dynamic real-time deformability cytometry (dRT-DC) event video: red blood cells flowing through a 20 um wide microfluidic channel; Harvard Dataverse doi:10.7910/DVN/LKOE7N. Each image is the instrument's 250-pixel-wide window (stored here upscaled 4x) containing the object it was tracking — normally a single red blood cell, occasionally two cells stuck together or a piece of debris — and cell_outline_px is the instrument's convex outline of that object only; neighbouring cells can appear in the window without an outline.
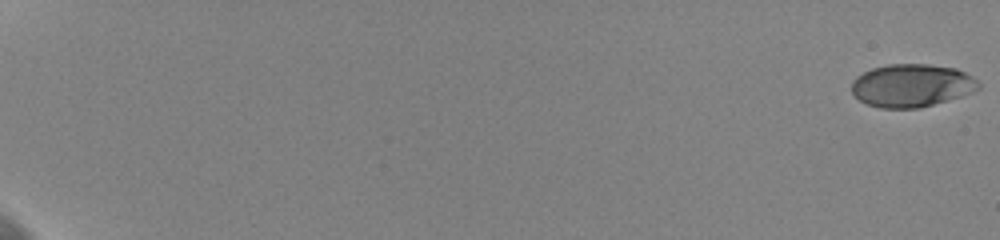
{"species": "human", "species_latin": "Homo sapiens", "temperature_condition": "cold", "stored_images_in_passage": 60, "camera_frame_rate_fps": 3000, "um_per_image_px": 0.085, "donor": {"sex": "female"}, "frame": {"image": 1, "passage_image": 1, "time_ms": 0.0, "image_size_px": [1000, 240], "cell_outline_px": [[980, 88], [960, 96], [920, 108], [880, 108], [868, 104], [860, 100], [852, 92], [852, 80], [856, 76], [872, 68], [888, 64], [928, 64], [956, 68], [972, 76], [980, 84]], "centroid_in_image_um": [77.48, 7.26], "position_along_channel_um": 7.5, "area_um2": 31.62}}
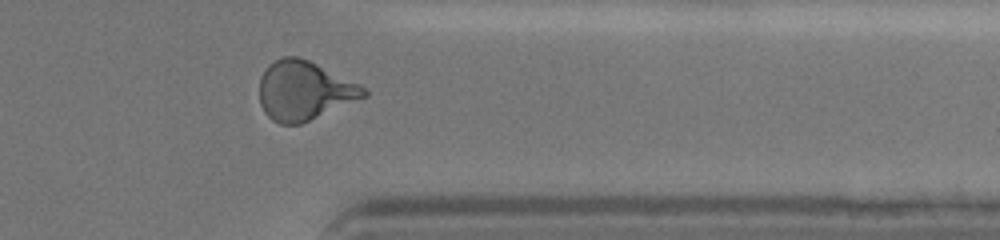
{"frame": {"image": 2, "passage_image": 51, "time_ms": 16.667, "image_size_px": [1000, 240], "cell_outline_px": [[368, 96], [300, 124], [280, 124], [272, 120], [264, 112], [260, 104], [260, 76], [268, 64], [280, 56], [296, 56], [308, 60], [368, 88]], "centroid_in_image_um": [25.85, 7.7], "position_along_channel_um": 385.6, "area_um2": 36.01}}
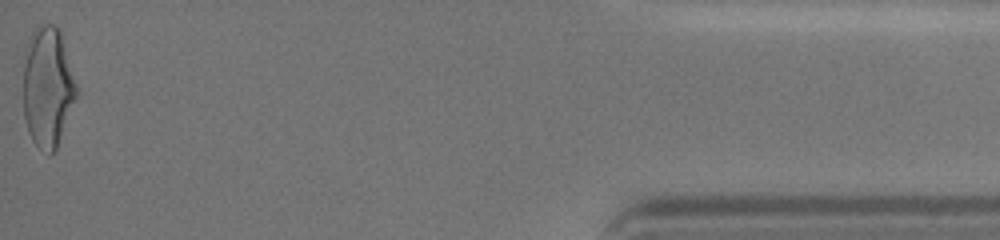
{"frame": {"image": 3, "passage_image": 60, "time_ms": 19.667, "image_size_px": [1000, 240], "cell_outline_px": [[80, 92], [56, 148], [48, 156], [32, 140], [28, 132], [24, 120], [24, 64], [32, 32], [40, 24], [56, 24], [60, 28]], "centroid_in_image_um": [4.1, 7.41], "position_along_channel_um": 431.1, "area_um2": 37.69}, "authors_computed_cell_mechanics": {"area_um2": 33.7841, "velocity_mm_per_s": 3.6344, "shape_relaxation_time_tau1_ms": 4.0941, "shape_relaxation_time_tau2_ms": 1.3171, "deformation_change_tau1": 0.1683, "deformation_change_tau2": 0.0631}}